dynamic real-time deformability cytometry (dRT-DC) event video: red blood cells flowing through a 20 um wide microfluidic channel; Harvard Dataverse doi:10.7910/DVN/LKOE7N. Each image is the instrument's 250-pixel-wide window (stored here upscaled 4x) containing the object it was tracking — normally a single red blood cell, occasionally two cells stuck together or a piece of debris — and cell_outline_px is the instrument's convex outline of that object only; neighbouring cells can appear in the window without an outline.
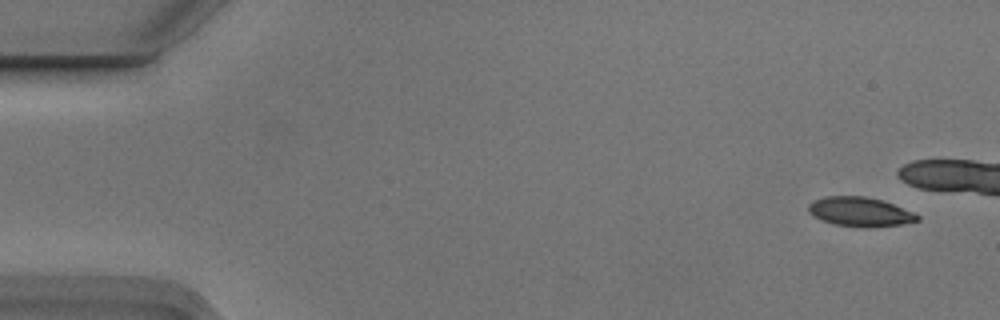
{"species": "Egyptian fruit bat (a non-hibernating species)", "species_latin": "Rousettus aegyptiacus", "temperature_condition": "cold", "stored_images_in_passage": 5, "camera_frame_rate_fps": 3000, "um_per_image_px": 0.085, "animal": {"sex": "male"}, "frame": {"image": 1, "passage_image": 1, "time_ms": 0.0, "image_size_px": [1000, 320], "cell_outline_px": [[920, 220], [900, 224], [836, 224], [820, 220], [812, 216], [808, 212], [808, 204], [812, 200], [824, 196], [864, 196], [884, 200], [912, 212], [920, 216]], "centroid_in_image_um": [73.02, 17.93], "position_along_channel_um": 12.0, "area_um2": 17.8}}
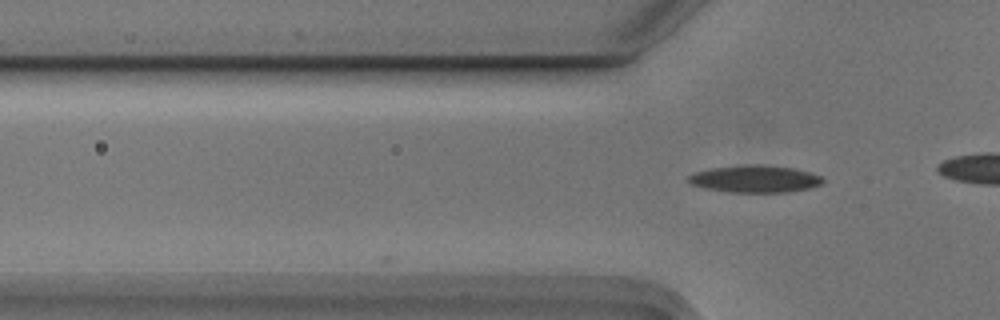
{"frame": {"image": 2, "passage_image": 5, "time_ms": 1.333, "image_size_px": [1000, 320], "cell_outline_px": [[824, 184], [808, 188], [788, 192], [728, 192], [704, 188], [692, 184], [688, 180], [688, 176], [692, 172], [712, 168], [744, 164], [760, 164], [796, 168], [820, 176], [824, 180]], "centroid_in_image_um": [64.16, 15.2], "position_along_channel_um": 61.6, "area_um2": 21.44}}